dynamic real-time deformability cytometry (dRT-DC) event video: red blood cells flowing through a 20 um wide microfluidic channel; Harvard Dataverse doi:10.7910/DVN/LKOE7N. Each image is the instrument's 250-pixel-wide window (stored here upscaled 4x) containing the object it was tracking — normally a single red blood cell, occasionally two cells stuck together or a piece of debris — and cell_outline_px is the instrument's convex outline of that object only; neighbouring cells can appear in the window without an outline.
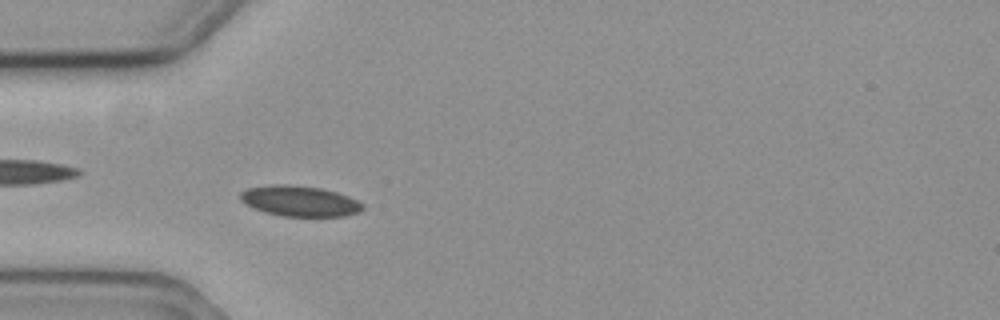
{"species": "common noctule bat (a hibernating species)", "species_latin": "Nyctalus noctula", "temperature_condition": "cold", "stored_images_in_passage": 54, "camera_frame_rate_fps": 3000, "um_per_image_px": 0.085, "animal": {"sex": "female", "body_mass_g": 19.3, "forearm_length_mm": 54.1}, "frame": {"image": 1, "passage_image": 13, "time_ms": 4.0, "image_size_px": [1000, 320], "cell_outline_px": [[364, 208], [360, 212], [344, 216], [280, 216], [264, 212], [244, 204], [240, 200], [240, 192], [248, 188], [272, 184], [288, 184], [320, 188], [336, 192], [348, 196], [364, 204]], "centroid_in_image_um": [25.46, 17.09], "position_along_channel_um": 59.5, "area_um2": 21.91}}
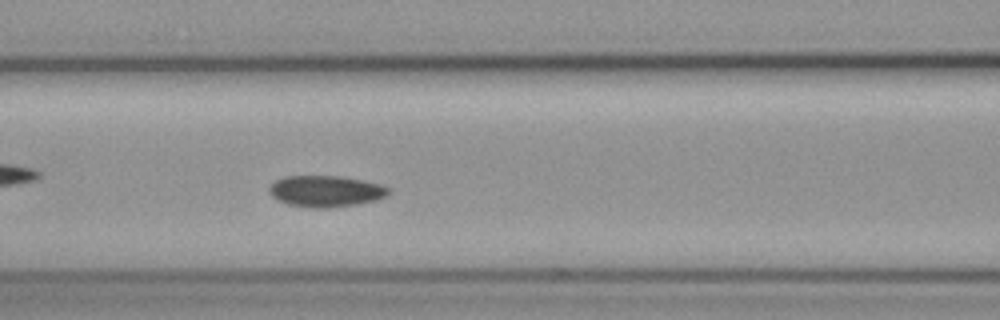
{"frame": {"image": 2, "passage_image": 20, "time_ms": 6.333, "image_size_px": [1000, 320], "cell_outline_px": [[392, 192], [388, 196], [376, 200], [356, 204], [328, 208], [312, 208], [288, 204], [272, 196], [268, 192], [268, 188], [276, 180], [284, 176], [344, 176], [364, 180], [380, 184], [388, 188]], "centroid_in_image_um": [27.72, 16.24], "position_along_channel_um": 138.9, "area_um2": 21.91}}
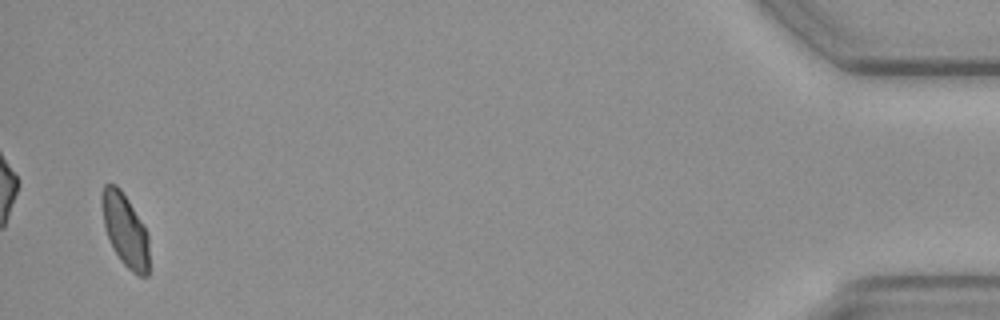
{"frame": {"image": 3, "passage_image": 52, "time_ms": 17.0, "image_size_px": [1000, 320], "cell_outline_px": [[148, 276], [140, 276], [132, 272], [120, 260], [112, 248], [104, 228], [100, 200], [100, 192], [104, 184], [116, 184], [120, 188], [144, 224], [148, 232]], "centroid_in_image_um": [10.61, 19.52], "position_along_channel_um": 424.6, "area_um2": 20.4}, "authors_computed_cell_mechanics": {"area_um2": 21.386, "velocity_mm_per_s": 3.5491, "shape_relaxation_time_tau1_ms": 6.7389, "shape_relaxation_time_tau2_ms": 4.3666, "deformation_change_tau1": 0.0979, "deformation_change_tau2": 0.0619}}